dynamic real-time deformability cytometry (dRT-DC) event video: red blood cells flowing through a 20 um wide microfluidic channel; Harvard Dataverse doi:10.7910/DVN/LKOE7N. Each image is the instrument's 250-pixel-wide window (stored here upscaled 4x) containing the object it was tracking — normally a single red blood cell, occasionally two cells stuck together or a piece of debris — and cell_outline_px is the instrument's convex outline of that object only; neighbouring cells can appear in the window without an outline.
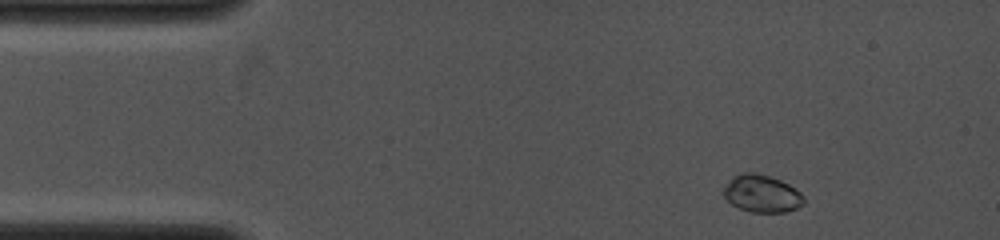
{"species": "common noctule bat (a hibernating species)", "species_latin": "Nyctalus noctula", "temperature_condition": "cold", "stored_images_in_passage": 19, "camera_frame_rate_fps": 4000, "um_per_image_px": 0.085, "animal": {"sex": "female", "body_mass_g": 19.0, "forearm_length_mm": 53.3}, "frame": {"image": 1, "passage_image": 1, "time_ms": 0.0, "image_size_px": [1000, 240], "cell_outline_px": [[804, 204], [796, 208], [784, 212], [752, 212], [740, 208], [732, 204], [724, 196], [724, 188], [728, 180], [732, 176], [740, 172], [752, 172], [768, 176], [780, 180], [796, 188], [804, 196]], "centroid_in_image_um": [64.75, 16.45], "position_along_channel_um": 20.2, "area_um2": 17.46}}
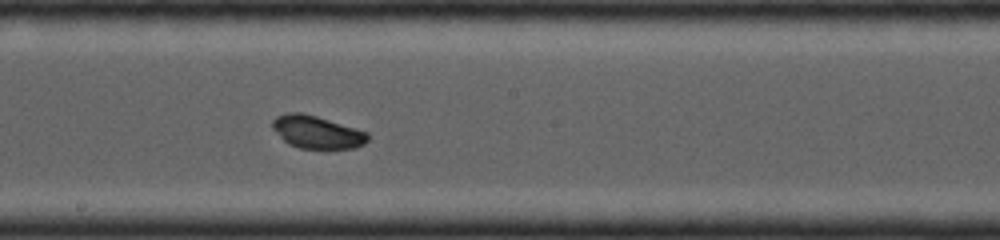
{"frame": {"image": 2, "passage_image": 9, "time_ms": 6.25, "image_size_px": [1000, 240], "cell_outline_px": [[368, 140], [364, 144], [356, 148], [300, 148], [288, 144], [272, 128], [272, 120], [276, 116], [288, 112], [300, 112], [316, 116], [356, 128], [368, 132]], "centroid_in_image_um": [26.93, 11.22], "position_along_channel_um": 221.3, "area_um2": 18.09}}
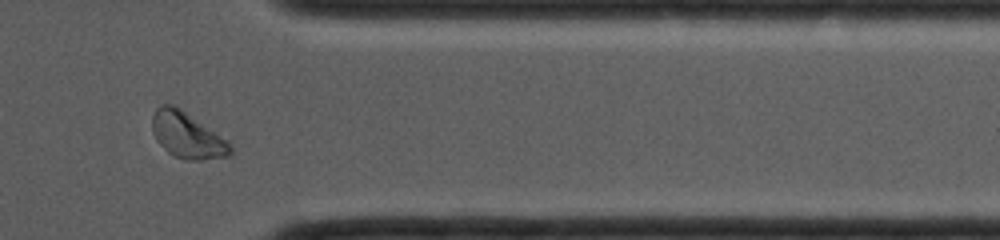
{"frame": {"image": 3, "passage_image": 16, "time_ms": 10.25, "image_size_px": [1000, 240], "cell_outline_px": [[236, 148], [232, 156], [204, 160], [184, 160], [172, 156], [156, 140], [152, 132], [152, 116], [156, 108], [160, 104], [172, 104], [180, 108], [228, 140]], "centroid_in_image_um": [15.96, 11.53], "position_along_channel_um": 395.4, "area_um2": 21.44}}